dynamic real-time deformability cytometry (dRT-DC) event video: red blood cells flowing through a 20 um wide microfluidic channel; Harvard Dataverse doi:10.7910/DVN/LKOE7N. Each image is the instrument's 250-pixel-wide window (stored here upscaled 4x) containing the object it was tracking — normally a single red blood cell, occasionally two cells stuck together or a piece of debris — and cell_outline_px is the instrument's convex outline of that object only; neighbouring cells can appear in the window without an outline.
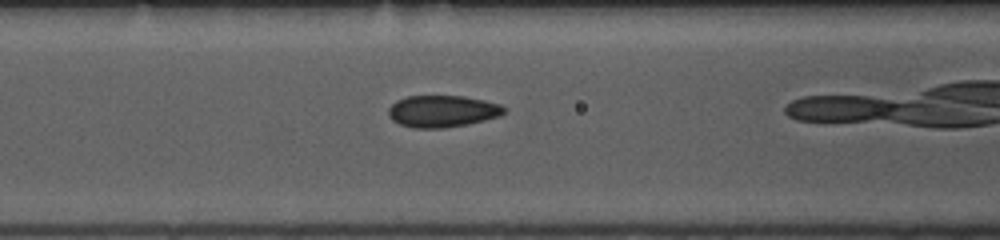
{"species": "common noctule bat (a hibernating species)", "species_latin": "Nyctalus noctula", "temperature_condition": "room temperature", "stored_images_in_passage": 24, "camera_frame_rate_fps": 3000, "um_per_image_px": 0.085, "animal": {"sex": "female", "body_mass_g": 10.0, "forearm_length_mm": 53.1}, "frame": {"image": 1, "passage_image": 3, "time_ms": 0.667, "image_size_px": [1000, 240], "cell_outline_px": [[508, 108], [500, 116], [468, 124], [444, 128], [412, 128], [400, 124], [392, 120], [388, 116], [388, 108], [396, 100], [408, 96], [464, 96], [484, 100], [500, 104]], "centroid_in_image_um": [37.6, 9.45], "position_along_channel_um": 129.0, "area_um2": 21.62}}
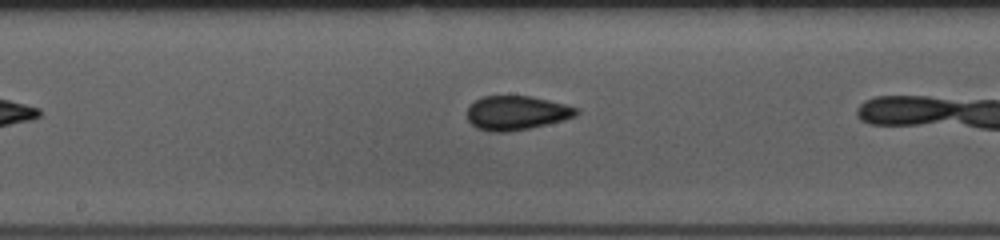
{"frame": {"image": 2, "passage_image": 9, "time_ms": 2.667, "image_size_px": [1000, 240], "cell_outline_px": [[580, 112], [576, 116], [528, 128], [508, 132], [492, 132], [476, 128], [468, 120], [468, 108], [476, 100], [484, 96], [532, 96], [564, 104], [576, 108]], "centroid_in_image_um": [43.88, 9.59], "position_along_channel_um": 204.3, "area_um2": 21.39}}
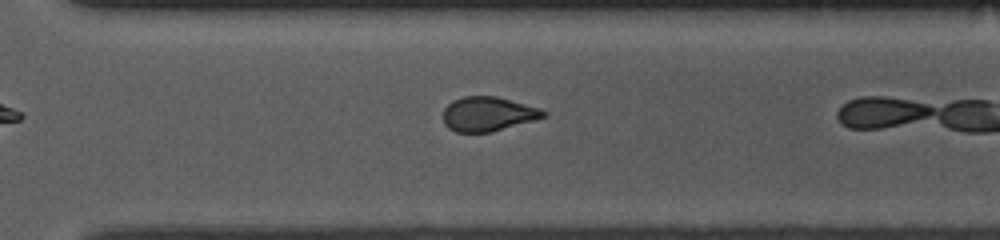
{"frame": {"image": 3, "passage_image": 19, "time_ms": 6.0, "image_size_px": [1000, 240], "cell_outline_px": [[548, 116], [492, 132], [456, 132], [448, 128], [444, 124], [444, 108], [452, 100], [464, 96], [496, 96], [540, 108], [548, 112]], "centroid_in_image_um": [41.49, 9.69], "position_along_channel_um": 329.1, "area_um2": 20.17}}